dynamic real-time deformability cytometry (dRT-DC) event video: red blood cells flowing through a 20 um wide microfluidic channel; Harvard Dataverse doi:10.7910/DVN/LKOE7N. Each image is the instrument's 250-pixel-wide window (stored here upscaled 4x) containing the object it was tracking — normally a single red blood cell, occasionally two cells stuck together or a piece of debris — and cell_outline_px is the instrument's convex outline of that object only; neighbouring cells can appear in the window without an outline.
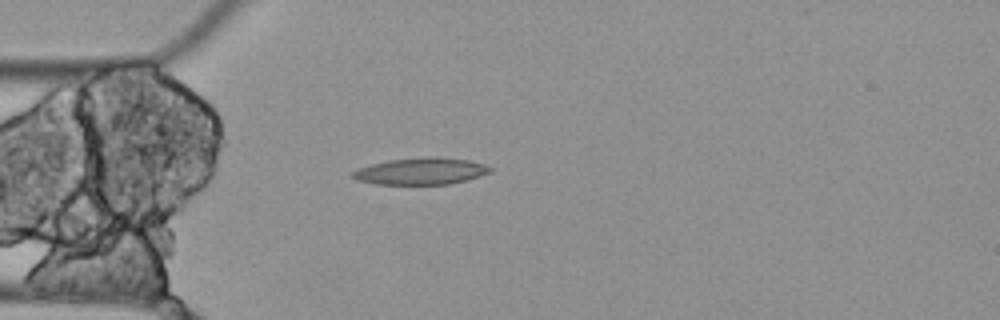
{"species": "Egyptian fruit bat (a non-hibernating species)", "species_latin": "Rousettus aegyptiacus", "temperature_condition": "cold", "stored_images_in_passage": 4, "camera_frame_rate_fps": 3000, "um_per_image_px": 0.085, "animal": {"sex": "female"}, "frame": {"image": 1, "passage_image": 4, "time_ms": 1.0, "image_size_px": [1000, 320], "cell_outline_px": [[492, 172], [480, 176], [448, 184], [376, 184], [356, 180], [352, 176], [352, 172], [360, 168], [372, 164], [388, 160], [424, 156], [436, 156], [468, 160], [484, 164], [492, 168]], "centroid_in_image_um": [35.79, 14.54], "position_along_channel_um": 49.2, "area_um2": 21.44}}